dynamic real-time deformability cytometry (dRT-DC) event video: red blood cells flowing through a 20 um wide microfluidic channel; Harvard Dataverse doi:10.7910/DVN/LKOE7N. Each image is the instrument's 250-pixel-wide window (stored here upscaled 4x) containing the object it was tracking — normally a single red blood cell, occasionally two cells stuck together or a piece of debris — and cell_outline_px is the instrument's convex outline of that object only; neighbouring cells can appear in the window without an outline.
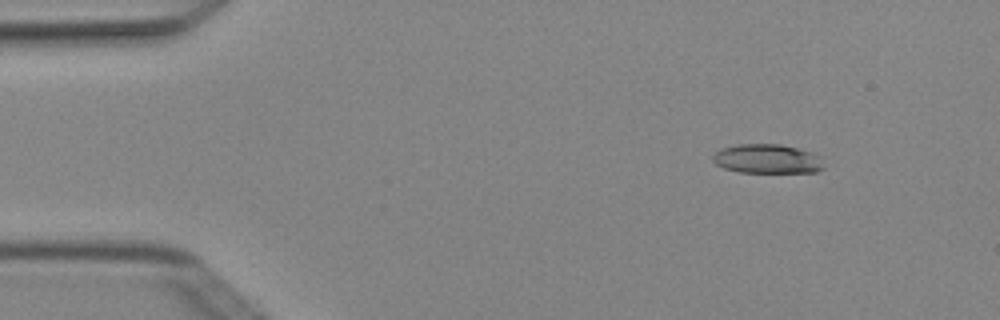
{"species": "Egyptian fruit bat (a non-hibernating species)", "species_latin": "Rousettus aegyptiacus", "temperature_condition": "cold", "stored_images_in_passage": 4, "camera_frame_rate_fps": 3000, "um_per_image_px": 0.085, "animal": {"sex": "female"}, "frame": {"image": 1, "passage_image": 2, "time_ms": 0.333, "image_size_px": [1000, 320], "cell_outline_px": [[824, 168], [816, 172], [740, 172], [724, 168], [716, 164], [712, 160], [712, 156], [720, 148], [740, 144], [780, 144], [812, 152], [820, 156]], "centroid_in_image_um": [65.21, 13.5], "position_along_channel_um": 19.8, "area_um2": 18.9}}